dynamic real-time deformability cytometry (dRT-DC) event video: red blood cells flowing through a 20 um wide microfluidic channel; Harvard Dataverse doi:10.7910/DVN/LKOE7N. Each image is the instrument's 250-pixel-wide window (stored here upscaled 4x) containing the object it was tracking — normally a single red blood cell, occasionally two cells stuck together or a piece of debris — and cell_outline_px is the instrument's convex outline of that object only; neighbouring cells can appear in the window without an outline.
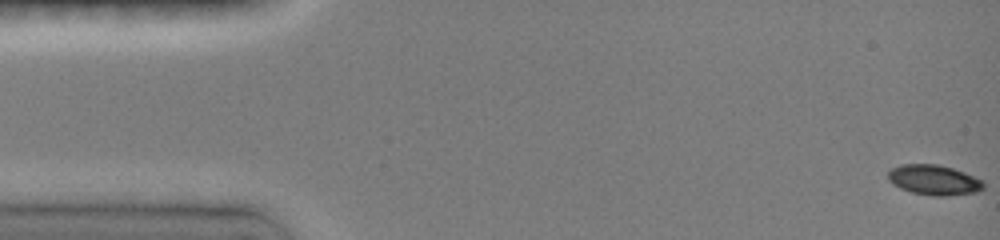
{"species": "common noctule bat (a hibernating species)", "species_latin": "Nyctalus noctula", "temperature_condition": "room temperature", "stored_images_in_passage": 48, "camera_frame_rate_fps": 3000, "um_per_image_px": 0.085, "animal": {"sex": "female", "body_mass_g": 19.0, "forearm_length_mm": 51.5}, "frame": {"image": 1, "passage_image": 1, "time_ms": 0.0, "image_size_px": [1000, 240], "cell_outline_px": [[984, 188], [980, 192], [944, 196], [932, 196], [912, 192], [900, 188], [892, 184], [888, 180], [888, 172], [892, 168], [900, 164], [936, 164], [952, 168], [964, 172], [984, 180]], "centroid_in_image_um": [79.4, 15.3], "position_along_channel_um": 5.6, "area_um2": 16.94}}
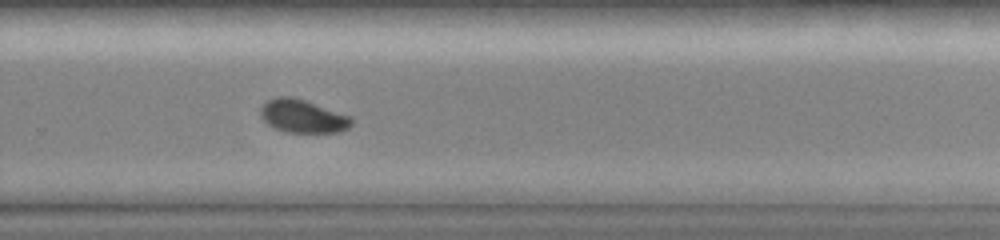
{"frame": {"image": 2, "passage_image": 33, "time_ms": 10.667, "image_size_px": [1000, 240], "cell_outline_px": [[352, 124], [348, 128], [340, 132], [284, 132], [268, 124], [260, 116], [260, 108], [268, 100], [276, 96], [292, 96], [352, 116]], "centroid_in_image_um": [25.74, 9.87], "position_along_channel_um": 304.1, "area_um2": 17.57}}
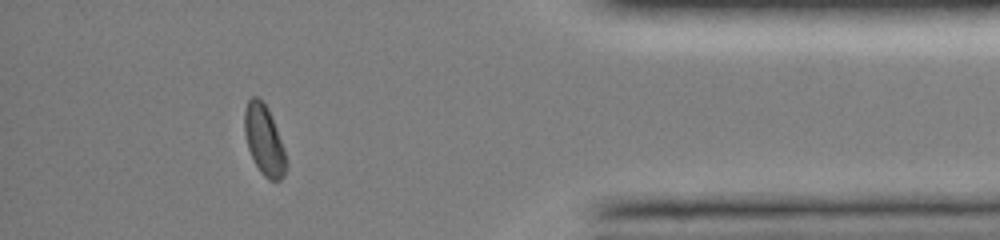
{"frame": {"image": 3, "passage_image": 43, "time_ms": 14.0, "image_size_px": [1000, 240], "cell_outline_px": [[288, 164], [284, 176], [280, 180], [268, 180], [260, 172], [248, 148], [244, 132], [244, 112], [248, 100], [252, 96], [256, 96], [268, 108], [284, 148]], "centroid_in_image_um": [22.46, 11.94], "position_along_channel_um": 412.7, "area_um2": 16.94}, "authors_computed_cell_mechanics": {"area_um2": 17.4267, "velocity_mm_per_s": 4.0182, "shape_relaxation_time_tau1_ms": 3.833, "shape_relaxation_time_tau2_ms": null, "deformation_change_tau1": 0.1018, "deformation_change_tau2": null}}